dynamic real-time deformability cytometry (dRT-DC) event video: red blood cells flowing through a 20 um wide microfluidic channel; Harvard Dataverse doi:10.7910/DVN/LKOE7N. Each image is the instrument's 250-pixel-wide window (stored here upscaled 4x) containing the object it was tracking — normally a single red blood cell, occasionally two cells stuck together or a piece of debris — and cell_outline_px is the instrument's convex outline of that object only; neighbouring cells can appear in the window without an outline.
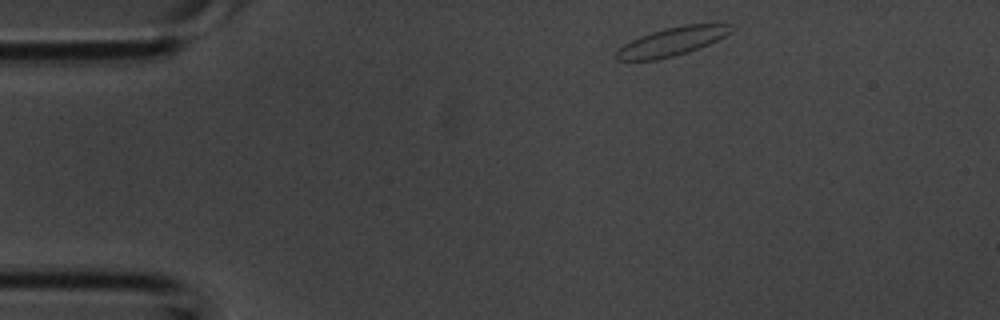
{"species": "common noctule bat (a hibernating species)", "species_latin": "Nyctalus noctula", "temperature_condition": "room temperature", "stored_images_in_passage": 3, "camera_frame_rate_fps": 3000, "um_per_image_px": 0.085, "animal": {"sex": "male", "body_mass_g": 20.1, "forearm_length_mm": 53.5}, "frame": {"image": 1, "passage_image": 1, "time_ms": 0.0, "image_size_px": [1000, 320], "cell_outline_px": [[736, 28], [732, 32], [708, 44], [688, 52], [656, 60], [616, 60], [612, 56], [624, 44], [640, 36], [664, 28], [684, 24], [732, 24]], "centroid_in_image_um": [57.12, 3.52], "position_along_channel_um": 27.9, "area_um2": 19.02}}
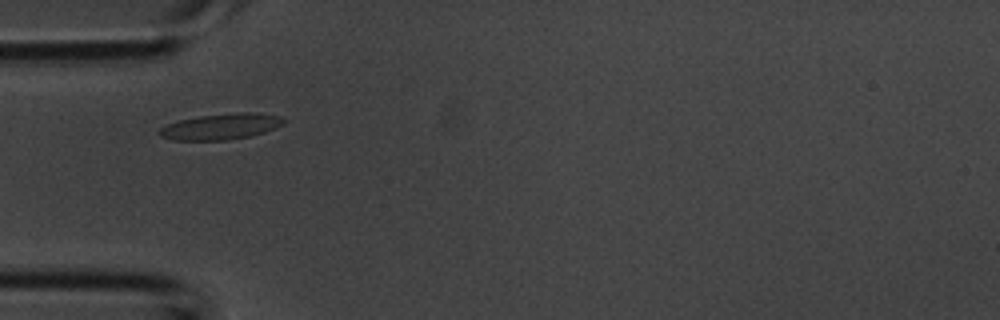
{"frame": {"image": 2, "passage_image": 2, "time_ms": 0.333, "image_size_px": [1000, 320], "cell_outline_px": [[288, 120], [284, 124], [276, 128], [252, 136], [228, 140], [172, 140], [160, 136], [156, 132], [160, 128], [168, 124], [180, 120], [200, 116], [236, 112], [256, 112], [280, 116]], "centroid_in_image_um": [18.82, 10.75], "position_along_channel_um": 66.2, "area_um2": 19.02}}
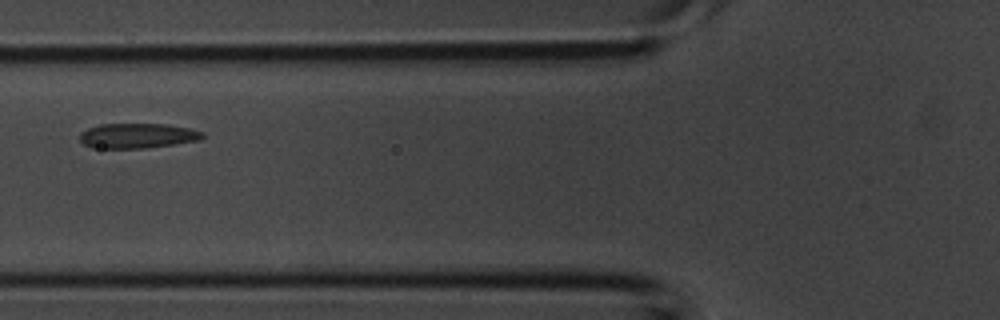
{"frame": {"image": 3, "passage_image": 3, "time_ms": 0.667, "image_size_px": [1000, 320], "cell_outline_px": [[204, 136], [200, 140], [148, 148], [92, 148], [84, 144], [80, 140], [80, 132], [88, 128], [100, 124], [168, 124], [188, 128], [204, 132]], "centroid_in_image_um": [11.68, 11.54], "position_along_channel_um": 114.1, "area_um2": 17.92}}